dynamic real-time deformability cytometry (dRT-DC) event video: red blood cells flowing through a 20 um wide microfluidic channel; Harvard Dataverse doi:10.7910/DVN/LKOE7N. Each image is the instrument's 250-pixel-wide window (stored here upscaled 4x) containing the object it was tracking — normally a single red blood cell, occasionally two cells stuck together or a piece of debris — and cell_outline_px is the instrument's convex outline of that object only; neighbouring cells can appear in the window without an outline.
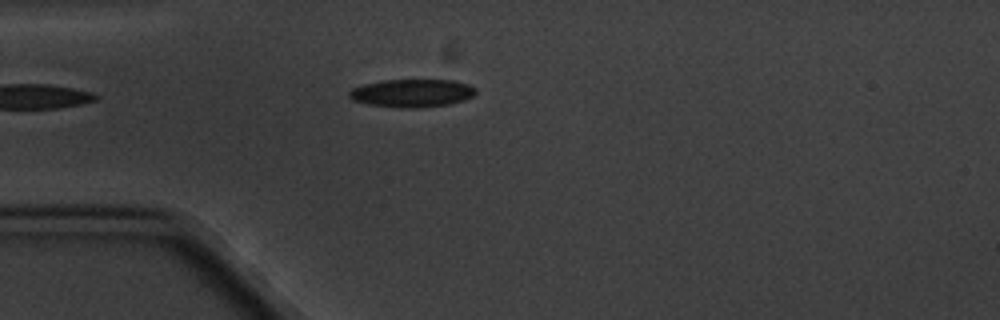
{"species": "common noctule bat (a hibernating species)", "species_latin": "Nyctalus noctula", "temperature_condition": "cold", "stored_images_in_passage": 1, "camera_frame_rate_fps": 3000, "um_per_image_px": 0.085, "animal": {"sex": "male", "body_mass_g": 20.1, "forearm_length_mm": 53.5}, "frame": {"image": 1, "passage_image": 1, "time_ms": 0.0, "image_size_px": [1000, 320], "cell_outline_px": [[476, 92], [472, 96], [464, 100], [448, 104], [416, 108], [400, 108], [368, 104], [352, 100], [348, 96], [348, 92], [352, 88], [364, 84], [380, 80], [452, 80], [468, 84], [476, 88]], "centroid_in_image_um": [34.99, 7.91], "position_along_channel_um": 50.0, "area_um2": 20.69}}